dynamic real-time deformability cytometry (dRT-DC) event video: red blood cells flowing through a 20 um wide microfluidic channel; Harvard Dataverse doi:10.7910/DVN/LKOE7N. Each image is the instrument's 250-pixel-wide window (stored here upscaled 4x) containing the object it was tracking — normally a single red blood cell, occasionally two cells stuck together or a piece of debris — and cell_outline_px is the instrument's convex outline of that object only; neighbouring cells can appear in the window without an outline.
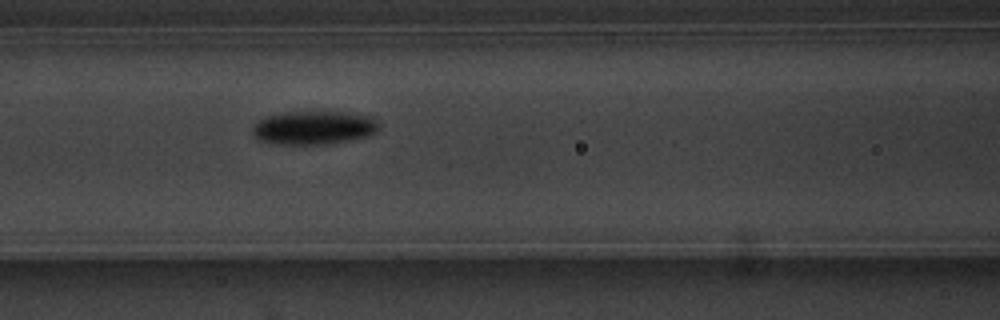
{"species": "common noctule bat (a hibernating species)", "species_latin": "Nyctalus noctula", "temperature_condition": "warm", "stored_images_in_passage": 7, "camera_frame_rate_fps": 3000, "um_per_image_px": 0.085, "animal": {"sex": "male", "body_mass_g": 20.1, "forearm_length_mm": 53.5}, "frame": {"image": 1, "passage_image": 7, "time_ms": 7.667, "image_size_px": [1000, 320], "cell_outline_px": [[380, 128], [376, 132], [368, 136], [348, 140], [320, 144], [284, 144], [260, 140], [252, 136], [252, 124], [268, 116], [280, 112], [344, 112], [376, 116], [380, 124]], "centroid_in_image_um": [26.71, 10.83], "position_along_channel_um": 139.9, "area_um2": 24.85}}